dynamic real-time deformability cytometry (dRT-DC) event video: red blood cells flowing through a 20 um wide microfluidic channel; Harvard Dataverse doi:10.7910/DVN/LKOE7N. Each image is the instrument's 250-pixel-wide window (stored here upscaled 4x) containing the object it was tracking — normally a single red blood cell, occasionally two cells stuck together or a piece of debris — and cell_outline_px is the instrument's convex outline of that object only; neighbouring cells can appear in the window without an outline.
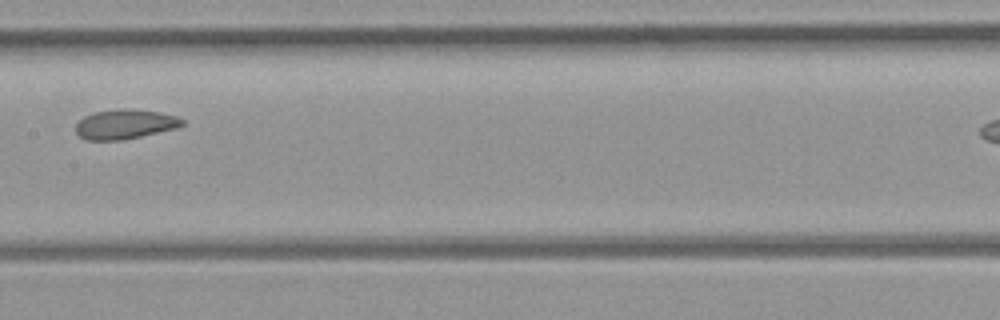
{"species": "common noctule bat (a hibernating species)", "species_latin": "Nyctalus noctula", "temperature_condition": "room temperature", "stored_images_in_passage": 9, "camera_frame_rate_fps": 3000, "um_per_image_px": 0.085, "animal": {"sex": "female", "body_mass_g": 21.9}, "frame": {"image": 1, "passage_image": 7, "time_ms": 7.0, "image_size_px": [1000, 320], "cell_outline_px": [[184, 124], [176, 128], [124, 140], [84, 140], [76, 132], [76, 124], [84, 116], [96, 112], [116, 108], [132, 108], [160, 112], [176, 116], [184, 120]], "centroid_in_image_um": [10.62, 10.55], "position_along_channel_um": 196.8, "area_um2": 18.5}}
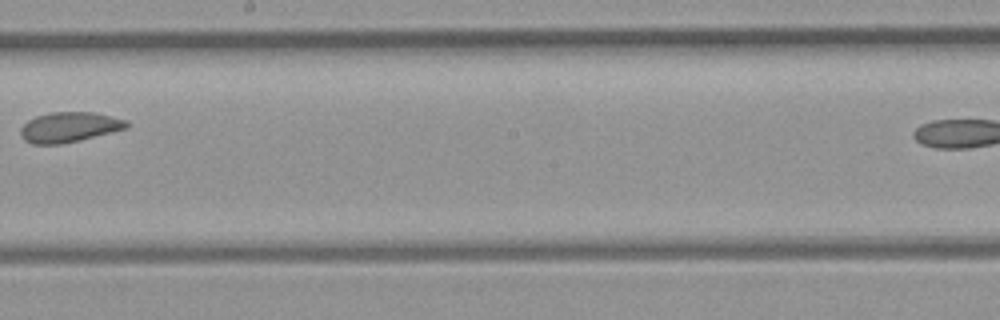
{"frame": {"image": 2, "passage_image": 8, "time_ms": 8.0, "image_size_px": [1000, 320], "cell_outline_px": [[128, 128], [80, 140], [60, 144], [32, 144], [24, 140], [20, 136], [20, 128], [28, 120], [36, 116], [52, 112], [92, 112], [112, 116], [128, 120]], "centroid_in_image_um": [5.88, 10.81], "position_along_channel_um": 242.3, "area_um2": 18.67}}